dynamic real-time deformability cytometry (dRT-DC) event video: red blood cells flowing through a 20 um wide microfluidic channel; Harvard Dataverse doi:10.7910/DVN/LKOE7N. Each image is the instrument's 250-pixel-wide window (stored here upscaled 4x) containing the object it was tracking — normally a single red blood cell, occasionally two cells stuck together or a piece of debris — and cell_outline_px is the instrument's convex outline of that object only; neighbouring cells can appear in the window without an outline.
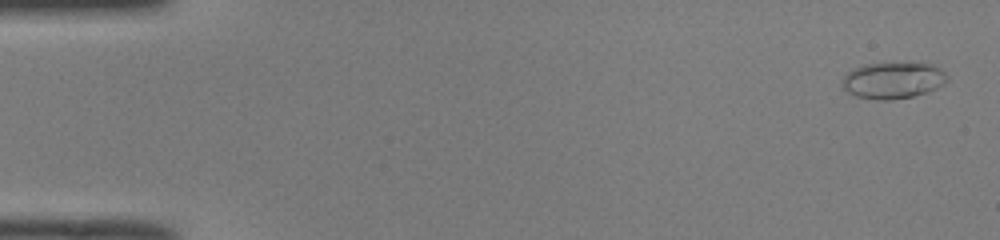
{"species": "common noctule bat (a hibernating species)", "species_latin": "Nyctalus noctula", "temperature_condition": "room temperature", "stored_images_in_passage": 14, "camera_frame_rate_fps": 3000, "um_per_image_px": 0.085, "animal": {"sex": "male", "body_mass_g": 19.0, "forearm_length_mm": 50.8}, "frame": {"image": 1, "passage_image": 1, "time_ms": 0.0, "image_size_px": [1000, 240], "cell_outline_px": [[948, 80], [944, 84], [928, 92], [912, 96], [892, 100], [876, 100], [856, 96], [848, 92], [844, 88], [844, 76], [848, 72], [864, 64], [928, 64], [940, 68], [948, 76]], "centroid_in_image_um": [75.93, 6.85], "position_along_channel_um": 9.1, "area_um2": 21.85}}